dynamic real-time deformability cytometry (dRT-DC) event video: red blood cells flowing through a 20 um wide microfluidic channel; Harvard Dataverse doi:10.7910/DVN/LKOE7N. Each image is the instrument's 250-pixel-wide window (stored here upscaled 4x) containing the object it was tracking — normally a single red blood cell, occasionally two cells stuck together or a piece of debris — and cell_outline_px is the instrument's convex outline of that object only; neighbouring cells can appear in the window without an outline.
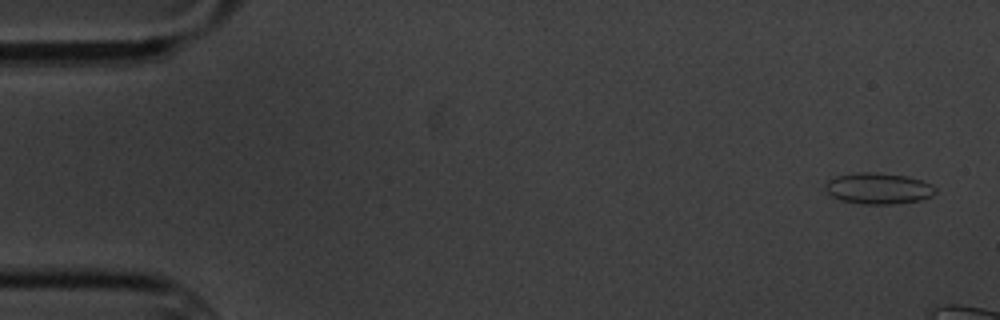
{"species": "common noctule bat (a hibernating species)", "species_latin": "Nyctalus noctula", "temperature_condition": "cold", "stored_images_in_passage": 4, "camera_frame_rate_fps": 3000, "um_per_image_px": 0.085, "animal": {"sex": "male", "body_mass_g": 20.1, "forearm_length_mm": 53.5}, "frame": {"image": 1, "passage_image": 1, "time_ms": 0.0, "image_size_px": [1000, 320], "cell_outline_px": [[936, 192], [932, 196], [920, 200], [892, 204], [860, 204], [840, 200], [832, 196], [824, 188], [828, 180], [836, 176], [856, 172], [876, 172], [904, 176], [920, 180], [932, 184], [936, 188]], "centroid_in_image_um": [74.65, 16.02], "position_along_channel_um": 10.4, "area_um2": 20.0}}